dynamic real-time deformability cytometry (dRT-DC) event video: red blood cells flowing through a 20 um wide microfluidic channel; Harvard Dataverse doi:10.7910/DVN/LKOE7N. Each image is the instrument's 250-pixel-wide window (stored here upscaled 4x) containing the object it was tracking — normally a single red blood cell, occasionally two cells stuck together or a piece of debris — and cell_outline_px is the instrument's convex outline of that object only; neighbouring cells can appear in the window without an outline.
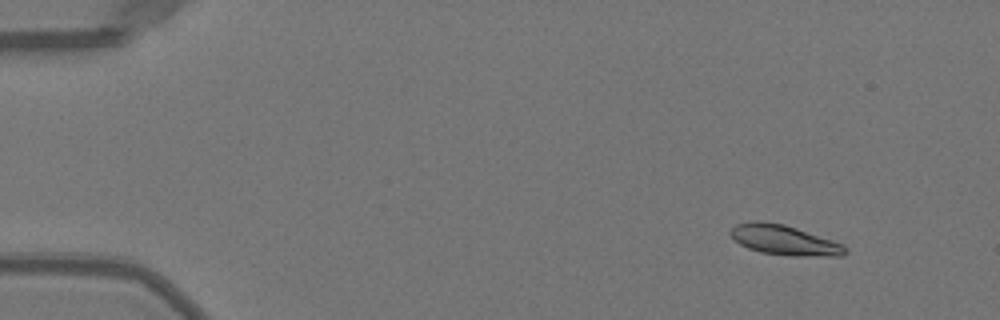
{"species": "Egyptian fruit bat (a non-hibernating species)", "species_latin": "Rousettus aegyptiacus", "temperature_condition": "warm", "stored_images_in_passage": 15, "camera_frame_rate_fps": 3000, "um_per_image_px": 0.085, "animal": {"sex": "female"}, "frame": {"image": 1, "passage_image": 5, "time_ms": 1.333, "image_size_px": [1000, 320], "cell_outline_px": [[848, 252], [840, 256], [792, 256], [760, 252], [748, 248], [740, 244], [728, 232], [736, 224], [752, 220], [760, 220], [784, 224], [844, 244], [848, 248]], "centroid_in_image_um": [66.67, 20.4], "position_along_channel_um": 18.3, "area_um2": 20.11}}
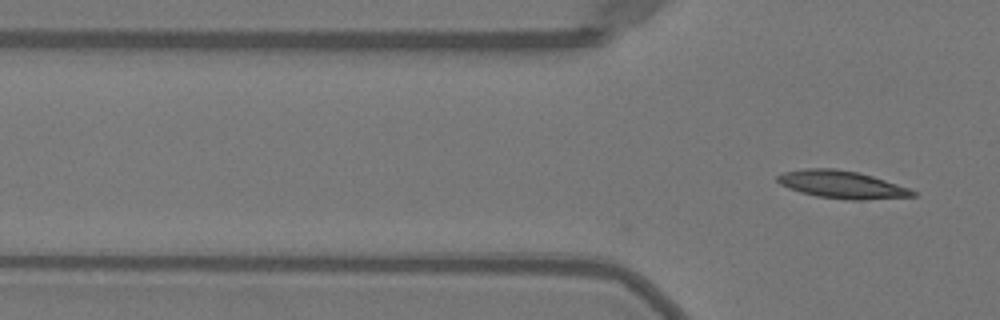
{"frame": {"image": 2, "passage_image": 15, "time_ms": 4.667, "image_size_px": [1000, 320], "cell_outline_px": [[916, 196], [864, 200], [848, 200], [816, 196], [800, 192], [788, 188], [780, 184], [776, 180], [776, 176], [784, 172], [808, 168], [836, 168], [856, 172], [872, 176], [908, 188], [916, 192]], "centroid_in_image_um": [71.52, 15.69], "position_along_channel_um": 54.3, "area_um2": 21.68}}